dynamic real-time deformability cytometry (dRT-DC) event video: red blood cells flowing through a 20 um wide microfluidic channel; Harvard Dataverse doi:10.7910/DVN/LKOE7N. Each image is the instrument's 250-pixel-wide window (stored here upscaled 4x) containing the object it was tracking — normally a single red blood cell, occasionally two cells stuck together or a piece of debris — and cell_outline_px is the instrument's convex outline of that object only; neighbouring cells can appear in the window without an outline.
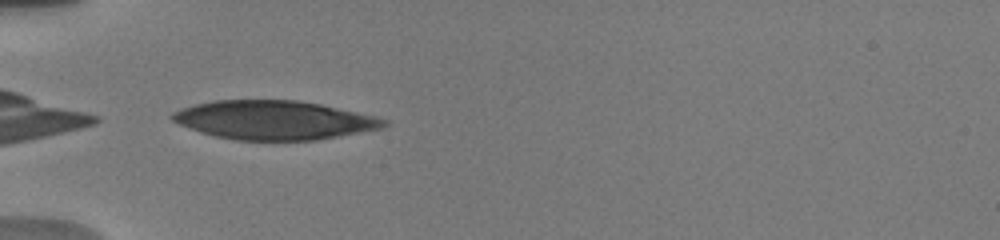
{"species": "human", "species_latin": "Homo sapiens", "temperature_condition": "warm", "stored_images_in_passage": 34, "camera_frame_rate_fps": 3000, "um_per_image_px": 0.085, "donor": {"sex": "male"}, "frame": {"image": 1, "passage_image": 1, "time_ms": 0.0, "image_size_px": [1000, 240], "cell_outline_px": [[392, 124], [384, 128], [316, 140], [236, 140], [216, 136], [200, 132], [180, 124], [172, 120], [168, 116], [172, 112], [180, 108], [212, 100], [300, 100], [320, 104], [356, 112], [388, 120]], "centroid_in_image_um": [23.29, 10.2], "position_along_channel_um": 61.7, "area_um2": 47.97}}
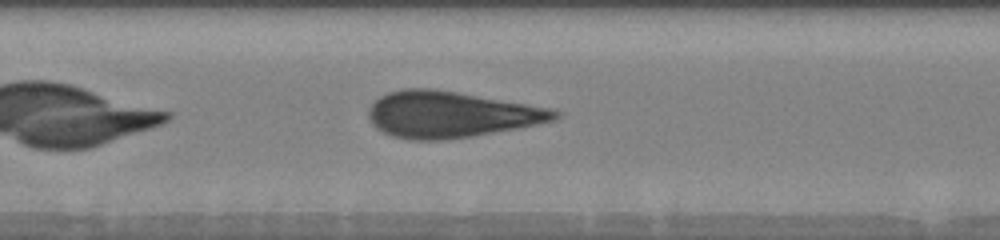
{"frame": {"image": 2, "passage_image": 12, "time_ms": 3.0, "image_size_px": [1000, 240], "cell_outline_px": [[564, 112], [556, 120], [520, 128], [472, 136], [444, 140], [412, 140], [392, 136], [376, 128], [372, 124], [368, 116], [368, 108], [380, 96], [388, 92], [404, 88], [436, 88], [556, 108]], "centroid_in_image_um": [38.38, 9.72], "position_along_channel_um": 169.0, "area_um2": 50.98}}
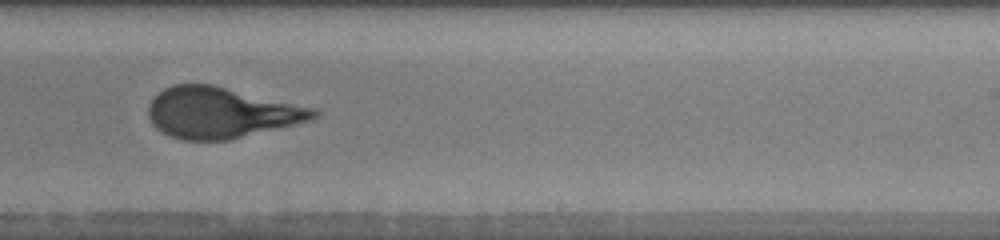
{"frame": {"image": 3, "passage_image": 19, "time_ms": 5.667, "image_size_px": [1000, 240], "cell_outline_px": [[320, 112], [312, 120], [228, 140], [184, 140], [168, 136], [160, 132], [152, 124], [148, 116], [148, 104], [164, 88], [172, 84], [212, 84], [316, 108]], "centroid_in_image_um": [18.77, 9.58], "position_along_channel_um": 270.2, "area_um2": 49.01}, "authors_computed_cell_mechanics": {"area_um2": 49.2745, "velocity_mm_per_s": 3.8107, "shape_relaxation_time_tau1_ms": 5.3485, "shape_relaxation_time_tau2_ms": null, "deformation_change_tau1": 0.2473, "deformation_change_tau2": null}}